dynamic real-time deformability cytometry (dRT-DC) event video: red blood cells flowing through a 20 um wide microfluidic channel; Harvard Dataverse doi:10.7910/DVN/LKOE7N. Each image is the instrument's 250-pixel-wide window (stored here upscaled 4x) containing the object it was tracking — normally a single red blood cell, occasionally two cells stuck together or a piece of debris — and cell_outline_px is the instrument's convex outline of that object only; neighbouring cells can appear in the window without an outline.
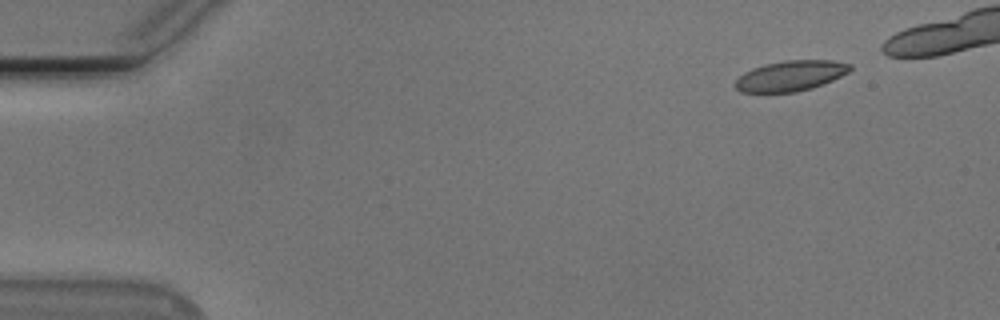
{"species": "Egyptian fruit bat (a non-hibernating species)", "species_latin": "Rousettus aegyptiacus", "temperature_condition": "cold", "stored_images_in_passage": 11, "camera_frame_rate_fps": 3000, "um_per_image_px": 0.085, "animal": {"sex": "male"}, "frame": {"image": 1, "passage_image": 2, "time_ms": 0.333, "image_size_px": [1000, 320], "cell_outline_px": [[852, 68], [848, 72], [832, 80], [812, 88], [796, 92], [740, 92], [736, 88], [736, 80], [744, 72], [752, 68], [764, 64], [784, 60], [832, 60], [852, 64]], "centroid_in_image_um": [67.21, 6.43], "position_along_channel_um": 17.8, "area_um2": 20.29}}